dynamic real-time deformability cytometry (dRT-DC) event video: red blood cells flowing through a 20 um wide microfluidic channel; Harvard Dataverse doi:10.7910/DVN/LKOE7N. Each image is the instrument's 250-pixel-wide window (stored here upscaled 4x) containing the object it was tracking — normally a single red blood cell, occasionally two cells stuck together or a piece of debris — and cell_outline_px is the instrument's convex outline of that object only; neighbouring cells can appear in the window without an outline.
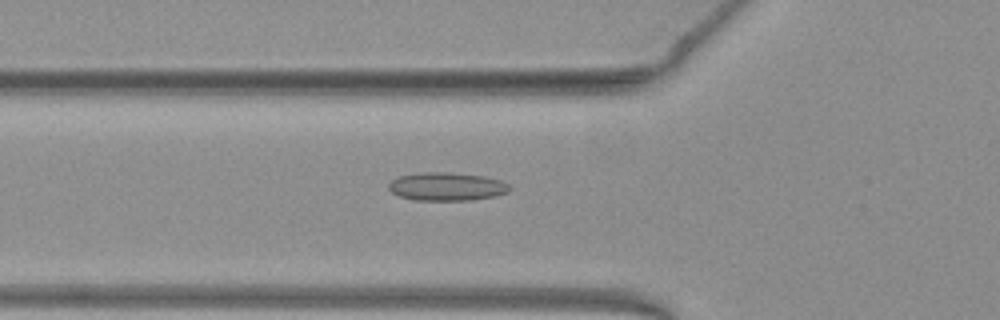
{"species": "common noctule bat (a hibernating species)", "species_latin": "Nyctalus noctula", "temperature_condition": "warm", "stored_images_in_passage": 40, "camera_frame_rate_fps": 3000, "um_per_image_px": 0.085, "animal": {"sex": "female", "body_mass_g": 19.3, "forearm_length_mm": 54.1}, "frame": {"image": 1, "passage_image": 19, "time_ms": 6.0, "image_size_px": [1000, 320], "cell_outline_px": [[512, 188], [508, 192], [496, 196], [468, 200], [416, 200], [400, 196], [392, 192], [388, 188], [388, 184], [392, 180], [400, 176], [424, 172], [448, 172], [484, 176], [500, 180], [508, 184]], "centroid_in_image_um": [38.0, 15.85], "position_along_channel_um": 87.8, "area_um2": 19.83}}
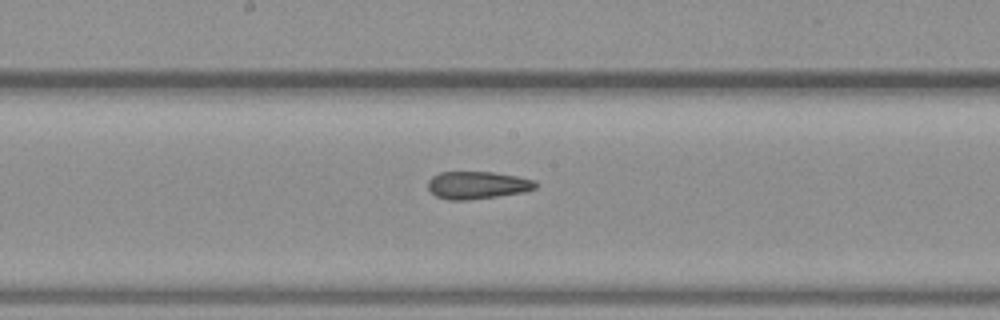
{"frame": {"image": 2, "passage_image": 28, "time_ms": 9.0, "image_size_px": [1000, 320], "cell_outline_px": [[536, 188], [524, 192], [468, 200], [448, 200], [436, 196], [428, 188], [428, 180], [432, 176], [440, 172], [492, 172], [516, 176], [536, 180]], "centroid_in_image_um": [40.56, 15.73], "position_along_channel_um": 207.6, "area_um2": 17.22}}
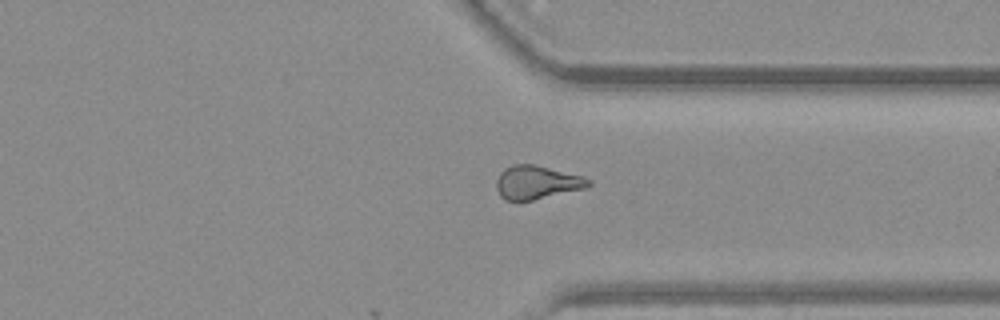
{"frame": {"image": 3, "passage_image": 40, "time_ms": 13.0, "image_size_px": [1000, 320], "cell_outline_px": [[592, 184], [588, 188], [532, 200], [504, 200], [500, 196], [496, 188], [496, 180], [500, 172], [504, 168], [512, 164], [532, 164], [584, 176], [592, 180]], "centroid_in_image_um": [45.65, 15.5], "position_along_channel_um": 365.8, "area_um2": 18.15}}